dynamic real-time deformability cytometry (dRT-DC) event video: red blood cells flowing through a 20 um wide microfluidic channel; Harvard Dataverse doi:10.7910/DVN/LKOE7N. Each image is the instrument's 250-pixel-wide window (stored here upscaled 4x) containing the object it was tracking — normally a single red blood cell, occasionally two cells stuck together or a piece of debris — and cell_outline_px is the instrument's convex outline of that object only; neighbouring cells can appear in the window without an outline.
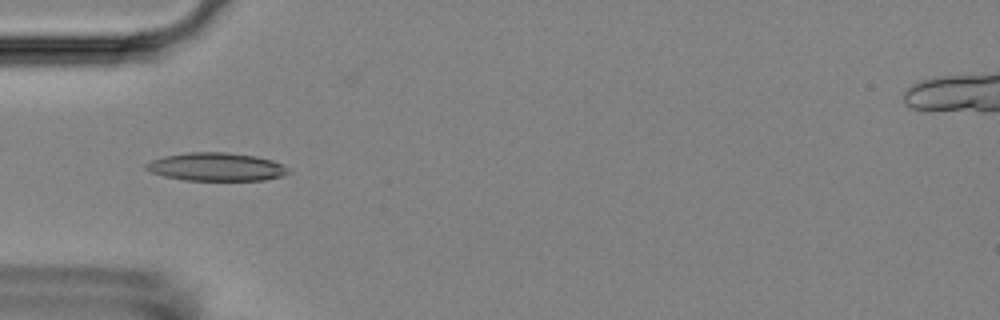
{"species": "Egyptian fruit bat (a non-hibernating species)", "species_latin": "Rousettus aegyptiacus", "temperature_condition": "room temperature", "stored_images_in_passage": 37, "camera_frame_rate_fps": 3000, "um_per_image_px": 0.085, "animal": {"sex": "female"}, "frame": {"image": 1, "passage_image": 4, "time_ms": 1.0, "image_size_px": [1000, 320], "cell_outline_px": [[292, 172], [284, 176], [264, 180], [184, 180], [164, 176], [152, 172], [144, 168], [144, 164], [152, 160], [164, 156], [188, 152], [228, 152], [256, 156], [272, 160], [288, 168]], "centroid_in_image_um": [18.4, 14.18], "position_along_channel_um": 66.6, "area_um2": 23.47}}
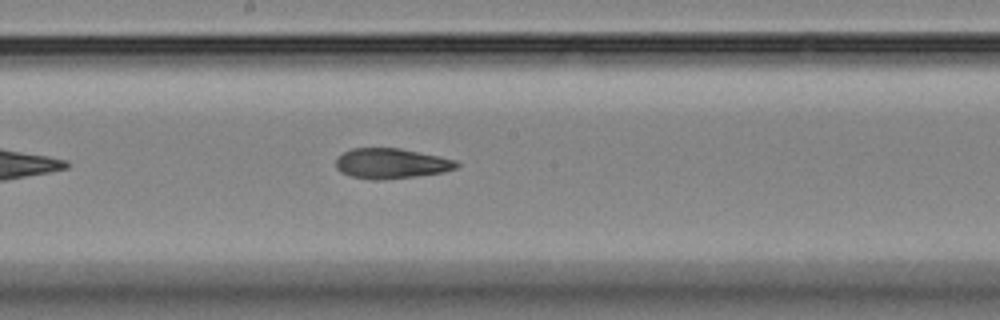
{"frame": {"image": 2, "passage_image": 16, "time_ms": 5.0, "image_size_px": [1000, 320], "cell_outline_px": [[460, 164], [456, 168], [444, 172], [416, 176], [384, 180], [372, 180], [348, 176], [340, 172], [336, 168], [336, 156], [352, 148], [400, 148], [440, 156], [456, 160]], "centroid_in_image_um": [33.23, 13.9], "position_along_channel_um": 215.0, "area_um2": 21.56}}
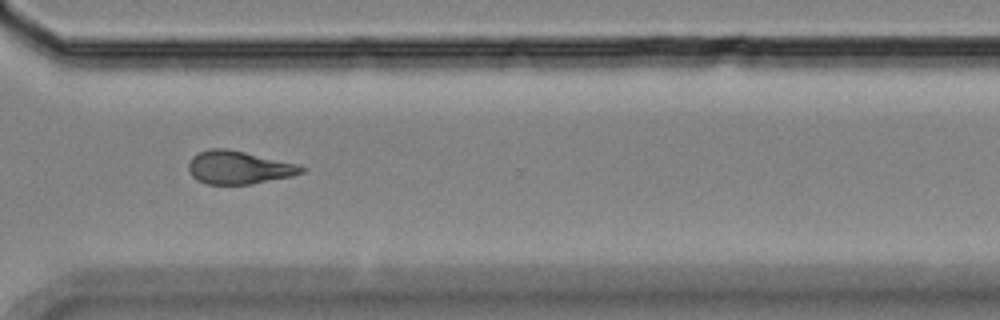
{"frame": {"image": 3, "passage_image": 27, "time_ms": 8.667, "image_size_px": [1000, 320], "cell_outline_px": [[308, 168], [304, 172], [292, 176], [252, 184], [208, 184], [196, 180], [188, 172], [188, 164], [192, 156], [208, 148], [224, 148], [244, 152], [296, 164]], "centroid_in_image_um": [20.27, 14.24], "position_along_channel_um": 350.3, "area_um2": 21.73}, "authors_computed_cell_mechanics": {"area_um2": 21.675, "velocity_mm_per_s": 3.6949, "shape_relaxation_time_tau1_ms": null, "shape_relaxation_time_tau2_ms": 4.5327, "deformation_change_tau1": null, "deformation_change_tau2": 0.1373}}